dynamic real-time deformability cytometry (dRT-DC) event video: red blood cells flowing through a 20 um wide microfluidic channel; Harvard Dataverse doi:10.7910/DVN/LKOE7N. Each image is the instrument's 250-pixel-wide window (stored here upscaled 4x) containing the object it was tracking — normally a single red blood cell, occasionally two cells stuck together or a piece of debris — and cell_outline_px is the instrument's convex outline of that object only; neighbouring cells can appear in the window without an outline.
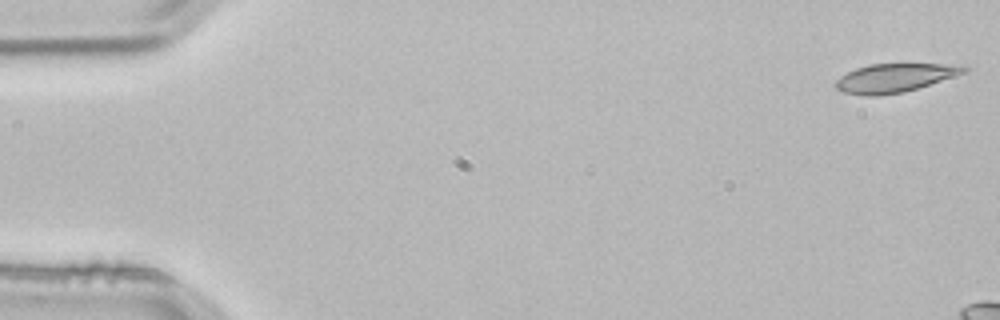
{"species": "common noctule bat (a hibernating species)", "species_latin": "Nyctalus noctula", "temperature_condition": "room temperature", "stored_images_in_passage": 5, "camera_frame_rate_fps": 3000, "um_per_image_px": 0.085, "animal": {"sex": "male", "body_mass_g": 21.5, "forearm_length_mm": 52.0}, "frame": {"image": 1, "passage_image": 1, "time_ms": 0.0, "image_size_px": [1000, 320], "cell_outline_px": [[968, 72], [904, 92], [880, 96], [864, 96], [844, 92], [836, 88], [832, 84], [840, 76], [856, 68], [868, 64], [968, 64]], "centroid_in_image_um": [76.07, 6.62], "position_along_channel_um": 8.9, "area_um2": 21.68}}
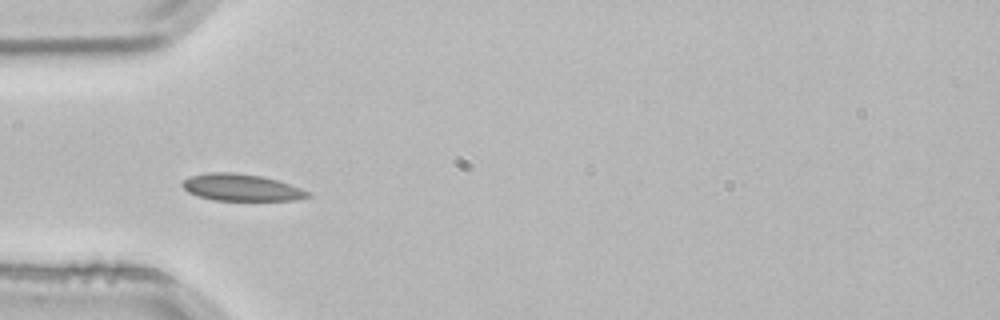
{"frame": {"image": 2, "passage_image": 5, "time_ms": 1.333, "image_size_px": [1000, 320], "cell_outline_px": [[312, 196], [296, 200], [212, 200], [196, 196], [188, 192], [180, 184], [188, 176], [208, 172], [232, 172], [260, 176], [276, 180], [300, 188], [308, 192]], "centroid_in_image_um": [20.45, 15.94], "position_along_channel_um": 64.6, "area_um2": 19.59}}